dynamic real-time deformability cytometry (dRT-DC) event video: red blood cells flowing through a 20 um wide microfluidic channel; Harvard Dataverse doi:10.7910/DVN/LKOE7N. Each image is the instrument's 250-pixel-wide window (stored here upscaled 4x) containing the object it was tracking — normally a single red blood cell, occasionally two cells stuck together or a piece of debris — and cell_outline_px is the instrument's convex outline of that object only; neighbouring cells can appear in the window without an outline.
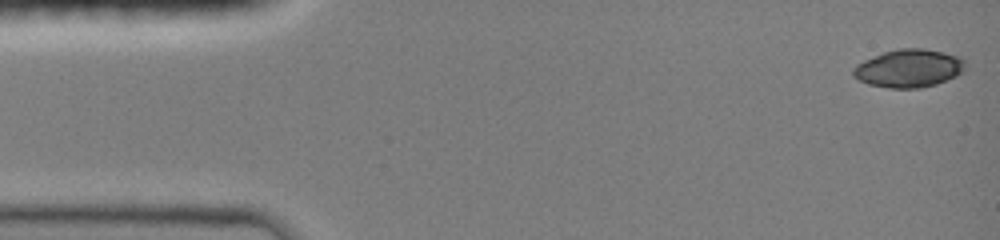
{"species": "common noctule bat (a hibernating species)", "species_latin": "Nyctalus noctula", "temperature_condition": "room temperature", "stored_images_in_passage": 88, "camera_frame_rate_fps": 3000, "um_per_image_px": 0.085, "animal": {"sex": "female", "body_mass_g": 19.0, "forearm_length_mm": 51.5}, "frame": {"image": 1, "passage_image": 1, "time_ms": 0.0, "image_size_px": [1000, 240], "cell_outline_px": [[964, 68], [956, 76], [936, 84], [920, 88], [888, 88], [868, 84], [852, 76], [852, 68], [856, 64], [864, 60], [884, 52], [896, 48], [924, 48], [944, 52], [956, 56], [964, 60]], "centroid_in_image_um": [77.2, 5.8], "position_along_channel_um": 7.8, "area_um2": 24.8}}
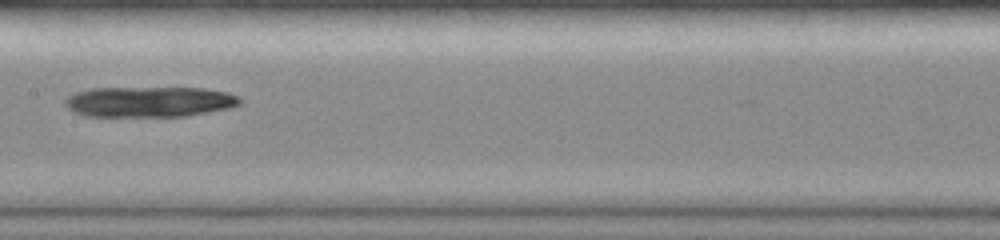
{"frame": {"image": 2, "passage_image": 46, "time_ms": 7.333, "image_size_px": [1000, 240], "cell_outline_px": [[240, 104], [232, 108], [188, 116], [84, 116], [72, 112], [64, 104], [64, 100], [68, 96], [76, 92], [92, 88], [204, 88], [228, 92], [236, 96], [240, 100]], "centroid_in_image_um": [12.68, 8.65], "position_along_channel_um": 194.7, "area_um2": 31.27}}
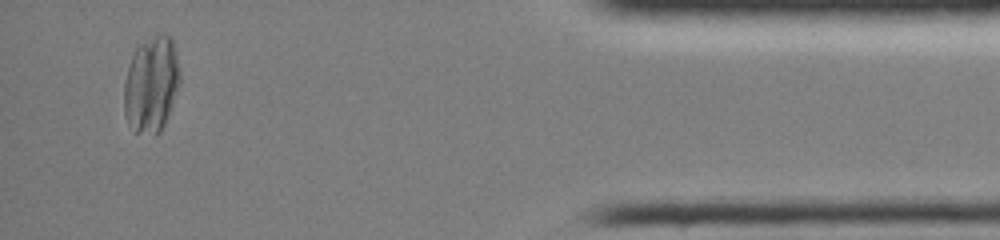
{"frame": {"image": 3, "passage_image": 82, "time_ms": 14.0, "image_size_px": [1000, 240], "cell_outline_px": [[180, 84], [164, 124], [160, 132], [136, 132], [128, 124], [124, 116], [124, 80], [136, 44], [160, 32], [164, 32], [172, 36], [176, 52], [180, 72]], "centroid_in_image_um": [12.86, 7.09], "position_along_channel_um": 422.3, "area_um2": 31.56}}